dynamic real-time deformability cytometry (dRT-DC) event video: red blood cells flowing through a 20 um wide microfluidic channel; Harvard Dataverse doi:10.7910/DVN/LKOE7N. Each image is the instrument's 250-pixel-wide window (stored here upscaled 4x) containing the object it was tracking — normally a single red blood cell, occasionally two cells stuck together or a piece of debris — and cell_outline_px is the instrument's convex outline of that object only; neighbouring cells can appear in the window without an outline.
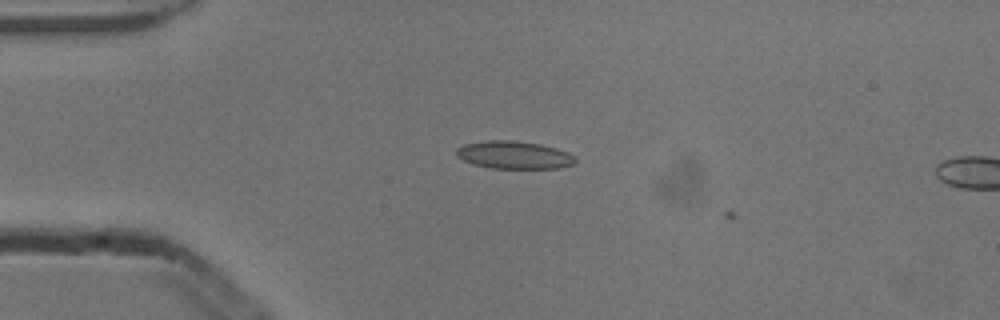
{"species": "common noctule bat (a hibernating species)", "species_latin": "Nyctalus noctula", "temperature_condition": "cold", "stored_images_in_passage": 10, "camera_frame_rate_fps": 3000, "um_per_image_px": 0.085, "animal": {"sex": "male", "body_mass_g": 13.3}, "frame": {"image": 1, "passage_image": 8, "time_ms": 2.333, "image_size_px": [1000, 320], "cell_outline_px": [[576, 160], [572, 164], [560, 168], [492, 168], [472, 164], [456, 156], [456, 148], [464, 144], [488, 140], [512, 140], [540, 144], [556, 148], [568, 152]], "centroid_in_image_um": [43.66, 13.17], "position_along_channel_um": 41.3, "area_um2": 19.13}}